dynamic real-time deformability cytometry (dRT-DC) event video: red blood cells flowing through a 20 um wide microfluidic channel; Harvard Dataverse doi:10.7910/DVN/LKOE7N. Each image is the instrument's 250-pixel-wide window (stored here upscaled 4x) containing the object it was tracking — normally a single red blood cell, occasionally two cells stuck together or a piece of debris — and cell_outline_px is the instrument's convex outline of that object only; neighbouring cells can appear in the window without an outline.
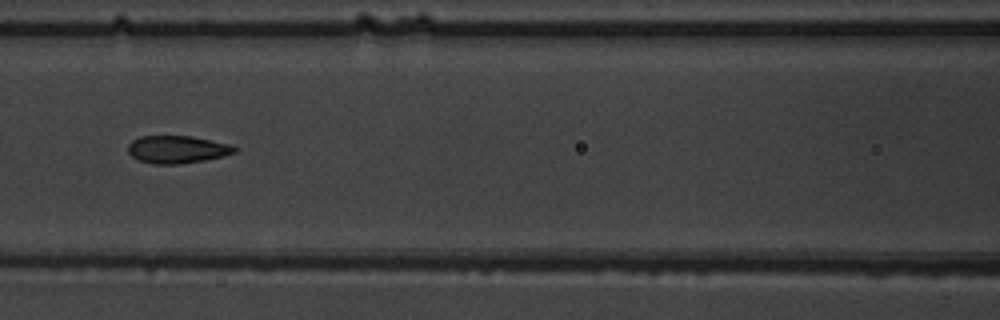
{"species": "common noctule bat (a hibernating species)", "species_latin": "Nyctalus noctula", "temperature_condition": "warm", "stored_images_in_passage": 4, "camera_frame_rate_fps": 3000, "um_per_image_px": 0.085, "animal": {"sex": "male", "body_mass_g": 19.5, "forearm_length_mm": 54.6}, "frame": {"image": 1, "passage_image": 4, "time_ms": 3.667, "image_size_px": [1000, 320], "cell_outline_px": [[236, 152], [224, 156], [204, 160], [176, 164], [152, 164], [140, 160], [132, 156], [128, 152], [128, 144], [132, 140], [140, 136], [192, 136], [228, 144], [236, 148]], "centroid_in_image_um": [15.03, 12.7], "position_along_channel_um": 151.6, "area_um2": 16.99}}